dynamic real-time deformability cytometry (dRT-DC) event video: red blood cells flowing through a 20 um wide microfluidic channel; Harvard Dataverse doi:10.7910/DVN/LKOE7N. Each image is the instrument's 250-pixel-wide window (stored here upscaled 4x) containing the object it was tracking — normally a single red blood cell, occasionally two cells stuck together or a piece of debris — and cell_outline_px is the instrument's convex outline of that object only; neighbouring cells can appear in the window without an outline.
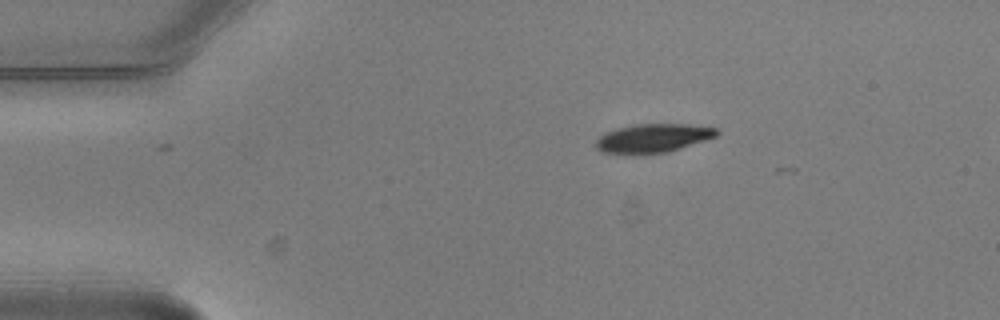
{"species": "common noctule bat (a hibernating species)", "species_latin": "Nyctalus noctula", "temperature_condition": "warm", "stored_images_in_passage": 3, "camera_frame_rate_fps": 3000, "um_per_image_px": 0.085, "animal": {"sex": "male", "body_mass_g": 20.5, "forearm_length_mm": 52.5}, "frame": {"image": 1, "passage_image": 1, "time_ms": 0.0, "image_size_px": [1000, 320], "cell_outline_px": [[720, 132], [716, 136], [668, 152], [604, 152], [596, 148], [596, 140], [604, 132], [636, 124], [688, 124], [716, 128]], "centroid_in_image_um": [55.54, 11.71], "position_along_channel_um": 29.5, "area_um2": 19.48}}